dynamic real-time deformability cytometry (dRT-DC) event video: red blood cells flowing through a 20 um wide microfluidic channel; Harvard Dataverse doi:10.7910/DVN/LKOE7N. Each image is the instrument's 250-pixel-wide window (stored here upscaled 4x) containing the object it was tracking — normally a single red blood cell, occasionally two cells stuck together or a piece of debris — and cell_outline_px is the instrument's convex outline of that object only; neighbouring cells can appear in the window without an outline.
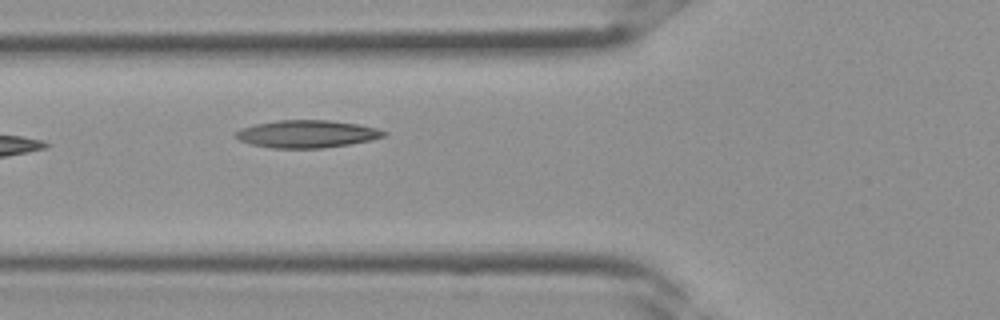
{"species": "Egyptian fruit bat (a non-hibernating species)", "species_latin": "Rousettus aegyptiacus", "temperature_condition": "room temperature", "stored_images_in_passage": 4, "camera_frame_rate_fps": 3000, "um_per_image_px": 0.085, "frame": {"image": 1, "passage_image": 4, "time_ms": 1.0, "image_size_px": [1000, 320], "cell_outline_px": [[388, 132], [384, 136], [372, 140], [324, 148], [272, 148], [252, 144], [240, 140], [232, 136], [232, 132], [240, 128], [256, 124], [276, 120], [328, 120], [356, 124], [376, 128]], "centroid_in_image_um": [26.03, 11.38], "position_along_channel_um": 99.8, "area_um2": 23.81}}